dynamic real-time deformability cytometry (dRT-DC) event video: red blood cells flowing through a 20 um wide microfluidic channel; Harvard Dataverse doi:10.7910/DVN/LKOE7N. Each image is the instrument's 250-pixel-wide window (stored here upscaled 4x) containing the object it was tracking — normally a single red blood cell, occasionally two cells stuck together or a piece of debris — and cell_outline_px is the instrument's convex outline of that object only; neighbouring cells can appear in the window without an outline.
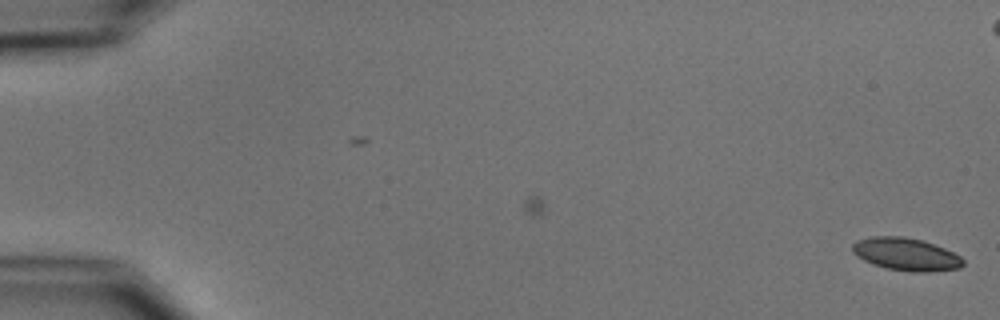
{"species": "common noctule bat (a hibernating species)", "species_latin": "Nyctalus noctula", "temperature_condition": "cold", "stored_images_in_passage": 7, "camera_frame_rate_fps": 3000, "um_per_image_px": 0.085, "animal": {"sex": "male", "body_mass_g": 15.6}, "frame": {"image": 1, "passage_image": 7, "time_ms": 2.0, "image_size_px": [1000, 320], "cell_outline_px": [[964, 264], [960, 268], [928, 272], [912, 272], [884, 268], [872, 264], [856, 256], [852, 252], [852, 244], [856, 240], [868, 236], [904, 236], [924, 240], [944, 248], [960, 256], [964, 260]], "centroid_in_image_um": [76.98, 21.6], "position_along_channel_um": 8.0, "area_um2": 21.39}}